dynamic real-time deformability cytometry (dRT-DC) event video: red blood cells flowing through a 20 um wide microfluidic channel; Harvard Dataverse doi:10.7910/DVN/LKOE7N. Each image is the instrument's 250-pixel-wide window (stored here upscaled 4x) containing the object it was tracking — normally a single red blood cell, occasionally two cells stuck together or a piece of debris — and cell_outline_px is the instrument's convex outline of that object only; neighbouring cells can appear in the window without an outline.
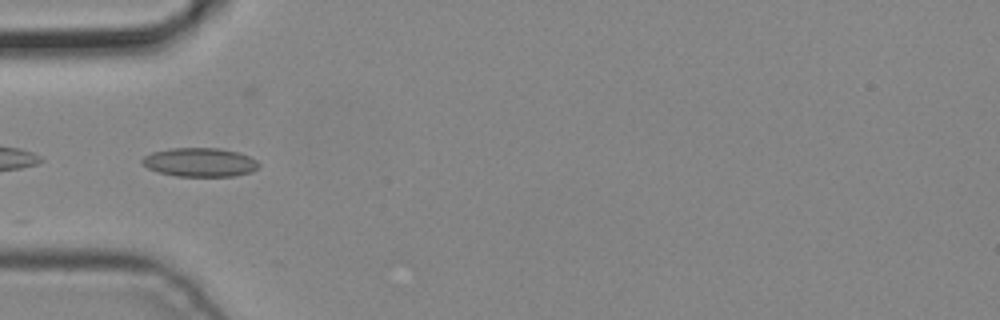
{"species": "common noctule bat (a hibernating species)", "species_latin": "Nyctalus noctula", "temperature_condition": "cold", "stored_images_in_passage": 5, "camera_frame_rate_fps": 3000, "um_per_image_px": 0.085, "animal": {"sex": "male", "body_mass_g": 19.2, "forearm_length_mm": 51.8}, "frame": {"image": 1, "passage_image": 4, "time_ms": 1.0, "image_size_px": [1000, 320], "cell_outline_px": [[260, 164], [252, 172], [232, 176], [176, 176], [160, 172], [148, 168], [140, 160], [144, 156], [152, 152], [172, 148], [220, 148], [236, 152], [248, 156], [256, 160]], "centroid_in_image_um": [16.98, 13.79], "position_along_channel_um": 68.0, "area_um2": 19.42}}